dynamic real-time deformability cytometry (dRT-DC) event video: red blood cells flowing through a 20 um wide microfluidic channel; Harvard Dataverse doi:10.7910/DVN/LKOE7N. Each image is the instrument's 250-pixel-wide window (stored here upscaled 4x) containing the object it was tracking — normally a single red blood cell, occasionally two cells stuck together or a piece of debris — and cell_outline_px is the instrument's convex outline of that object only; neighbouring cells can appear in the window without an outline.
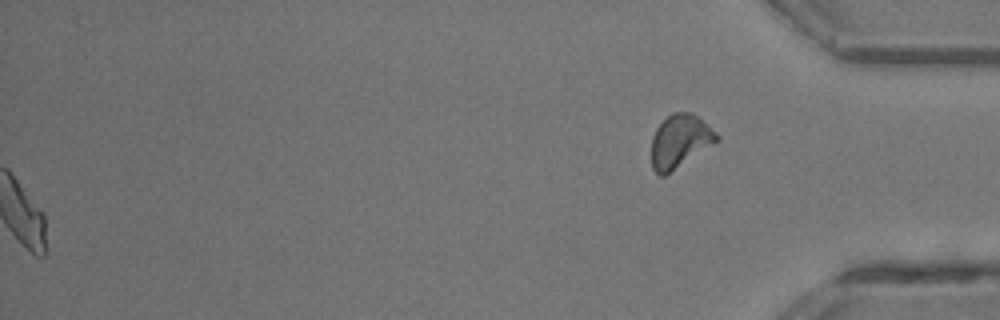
{"species": "common noctule bat (a hibernating species)", "species_latin": "Nyctalus noctula", "temperature_condition": "room temperature", "stored_images_in_passage": 41, "segment_of_instrument_passage": [2, 2], "camera_frame_rate_fps": 3000, "um_per_image_px": 0.085, "animal": {"sex": "male", "body_mass_g": 13.3}, "frame": {"image": 1, "passage_image": 41, "time_ms": 13.333, "image_size_px": [1000, 320], "cell_outline_px": [[720, 140], [664, 176], [660, 176], [652, 168], [652, 136], [656, 128], [672, 112], [692, 112], [716, 132], [720, 136]], "centroid_in_image_um": [57.79, 11.99], "position_along_channel_um": 377.4, "area_um2": 20.06}}